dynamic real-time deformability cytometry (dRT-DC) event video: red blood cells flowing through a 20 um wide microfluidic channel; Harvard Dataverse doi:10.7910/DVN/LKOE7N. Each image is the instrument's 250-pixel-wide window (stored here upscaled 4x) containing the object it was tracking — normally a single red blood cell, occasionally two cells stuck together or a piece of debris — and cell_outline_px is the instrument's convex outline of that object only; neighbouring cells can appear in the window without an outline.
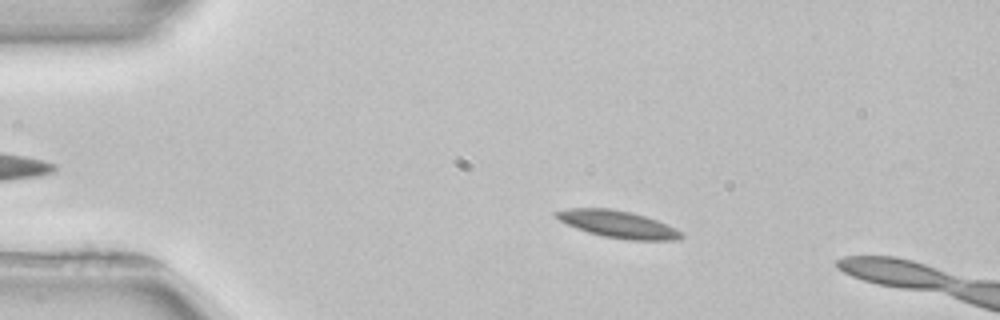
{"species": "common noctule bat (a hibernating species)", "species_latin": "Nyctalus noctula", "temperature_condition": "room temperature", "stored_images_in_passage": 4, "camera_frame_rate_fps": 3000, "um_per_image_px": 0.085, "animal": {"sex": "female", "body_mass_g": 22.7, "forearm_length_mm": 54.2}, "frame": {"image": 1, "passage_image": 2, "time_ms": 1.333, "image_size_px": [1000, 320], "cell_outline_px": [[684, 236], [680, 240], [628, 240], [604, 236], [588, 232], [576, 228], [560, 220], [552, 212], [568, 208], [612, 208], [632, 212], [656, 220], [676, 228], [684, 232]], "centroid_in_image_um": [52.56, 19.06], "position_along_channel_um": 32.4, "area_um2": 19.83}}